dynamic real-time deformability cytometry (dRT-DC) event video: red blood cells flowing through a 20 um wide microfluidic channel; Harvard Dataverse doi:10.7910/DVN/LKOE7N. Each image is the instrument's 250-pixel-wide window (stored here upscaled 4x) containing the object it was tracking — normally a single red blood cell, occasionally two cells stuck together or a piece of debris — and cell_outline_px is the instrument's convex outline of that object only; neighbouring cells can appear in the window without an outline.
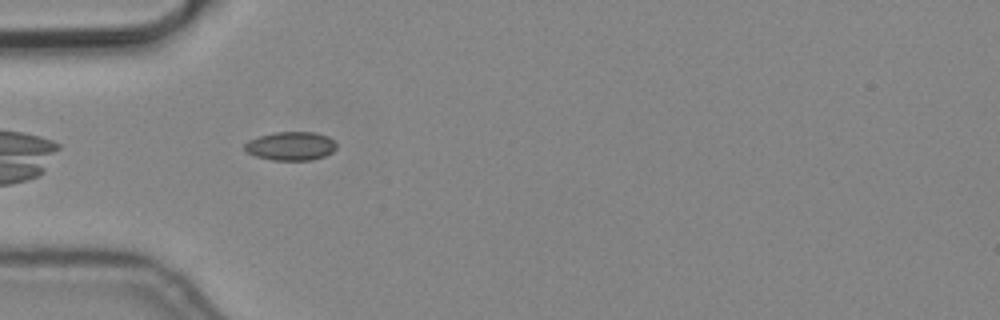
{"species": "common noctule bat (a hibernating species)", "species_latin": "Nyctalus noctula", "temperature_condition": "cold", "stored_images_in_passage": 14, "camera_frame_rate_fps": 3000, "um_per_image_px": 0.085, "animal": {"sex": "male", "body_mass_g": 19.2, "forearm_length_mm": 51.8}, "frame": {"image": 1, "passage_image": 4, "time_ms": 1.0, "image_size_px": [1000, 320], "cell_outline_px": [[336, 148], [332, 152], [324, 156], [312, 160], [272, 160], [256, 156], [248, 152], [244, 148], [244, 144], [248, 140], [260, 136], [276, 132], [316, 132], [328, 136], [336, 144]], "centroid_in_image_um": [24.72, 12.41], "position_along_channel_um": 60.3, "area_um2": 15.26}}
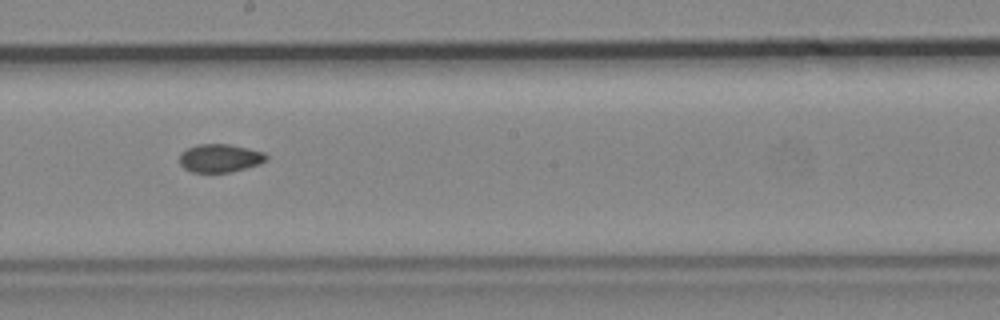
{"frame": {"image": 2, "passage_image": 8, "time_ms": 2.333, "image_size_px": [1000, 320], "cell_outline_px": [[268, 160], [260, 164], [228, 172], [192, 172], [184, 168], [180, 164], [180, 152], [196, 144], [228, 144], [248, 148], [264, 152], [268, 156]], "centroid_in_image_um": [18.7, 13.43], "position_along_channel_um": 229.5, "area_um2": 14.28}}
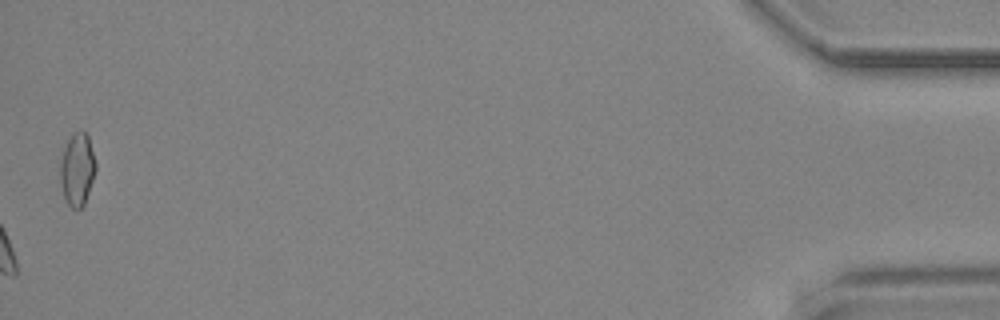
{"frame": {"image": 3, "passage_image": 14, "time_ms": 4.333, "image_size_px": [1000, 320], "cell_outline_px": [[96, 168], [84, 204], [80, 208], [72, 208], [68, 204], [64, 196], [60, 180], [60, 160], [64, 148], [72, 132], [84, 132], [88, 136], [96, 164]], "centroid_in_image_um": [6.55, 14.38], "position_along_channel_um": 428.7, "area_um2": 14.74}}